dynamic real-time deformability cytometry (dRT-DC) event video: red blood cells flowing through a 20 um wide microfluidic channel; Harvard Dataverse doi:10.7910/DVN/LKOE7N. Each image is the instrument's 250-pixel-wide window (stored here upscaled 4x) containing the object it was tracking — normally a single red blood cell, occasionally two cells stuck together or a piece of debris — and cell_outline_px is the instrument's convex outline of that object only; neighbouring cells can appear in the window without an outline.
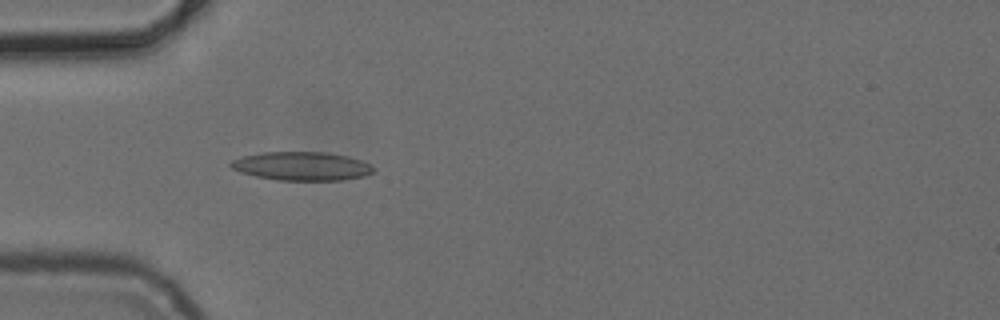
{"species": "common noctule bat (a hibernating species)", "species_latin": "Nyctalus noctula", "temperature_condition": "cold", "stored_images_in_passage": 4, "camera_frame_rate_fps": 3000, "um_per_image_px": 0.085, "animal": {"sex": "female", "body_mass_g": 24.6, "forearm_length_mm": 56.2}, "frame": {"image": 1, "passage_image": 4, "time_ms": 3.667, "image_size_px": [1000, 320], "cell_outline_px": [[376, 168], [372, 172], [364, 176], [344, 180], [276, 180], [256, 176], [240, 172], [232, 168], [228, 164], [232, 160], [244, 156], [264, 152], [324, 152], [348, 156], [360, 160]], "centroid_in_image_um": [25.64, 14.12], "position_along_channel_um": 59.4, "area_um2": 23.7}}